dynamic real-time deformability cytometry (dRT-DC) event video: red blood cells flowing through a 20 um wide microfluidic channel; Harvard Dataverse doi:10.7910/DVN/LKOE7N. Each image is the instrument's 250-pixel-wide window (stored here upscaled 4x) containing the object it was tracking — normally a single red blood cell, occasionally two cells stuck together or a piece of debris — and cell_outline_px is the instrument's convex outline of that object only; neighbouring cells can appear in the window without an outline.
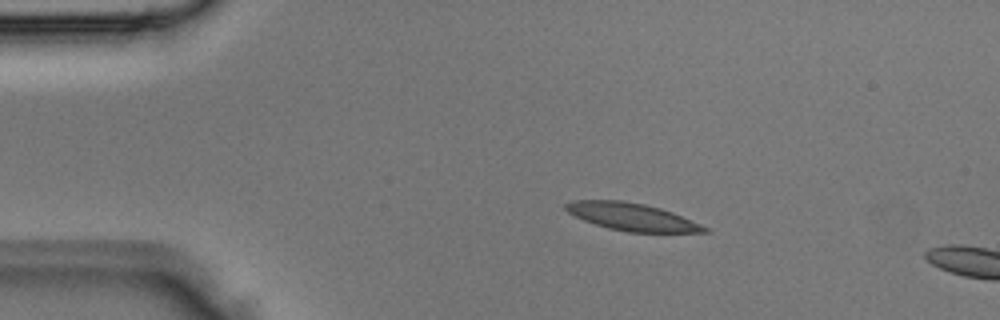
{"species": "Egyptian fruit bat (a non-hibernating species)", "species_latin": "Rousettus aegyptiacus", "temperature_condition": "room temperature", "stored_images_in_passage": 2, "camera_frame_rate_fps": 3000, "um_per_image_px": 0.085, "animal": {"sex": "male"}, "frame": {"image": 1, "passage_image": 1, "time_ms": 0.0, "image_size_px": [1000, 320], "cell_outline_px": [[708, 232], [628, 232], [608, 228], [584, 220], [568, 212], [564, 208], [564, 204], [572, 200], [620, 200], [644, 204], [660, 208], [672, 212], [700, 224], [708, 228]], "centroid_in_image_um": [53.68, 18.42], "position_along_channel_um": 31.3, "area_um2": 21.96}}